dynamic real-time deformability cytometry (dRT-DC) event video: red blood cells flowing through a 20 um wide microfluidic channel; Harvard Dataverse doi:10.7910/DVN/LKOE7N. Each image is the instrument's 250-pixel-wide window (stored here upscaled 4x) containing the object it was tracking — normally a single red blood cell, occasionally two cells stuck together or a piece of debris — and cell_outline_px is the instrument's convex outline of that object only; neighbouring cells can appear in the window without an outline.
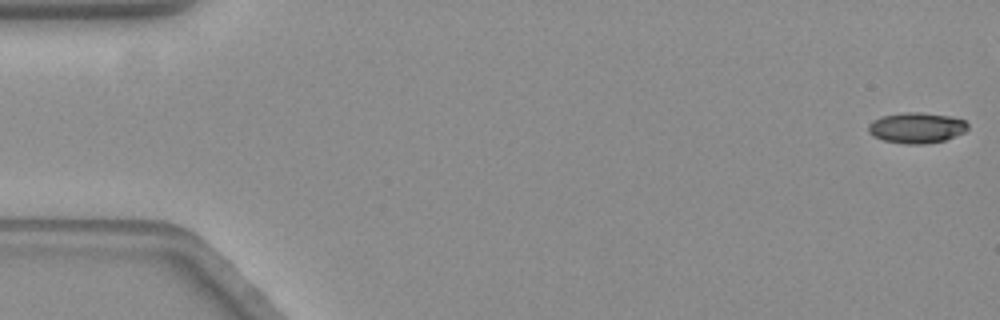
{"species": "common noctule bat (a hibernating species)", "species_latin": "Nyctalus noctula", "temperature_condition": "warm", "stored_images_in_passage": 50, "camera_frame_rate_fps": 3000, "um_per_image_px": 0.085, "animal": {"sex": "female", "body_mass_g": 19.3, "forearm_length_mm": 54.1}, "frame": {"image": 1, "passage_image": 1, "time_ms": 0.0, "image_size_px": [1000, 320], "cell_outline_px": [[968, 128], [964, 132], [944, 140], [924, 144], [908, 144], [884, 140], [868, 132], [868, 124], [872, 120], [880, 116], [904, 112], [920, 112], [948, 116], [964, 120], [968, 124]], "centroid_in_image_um": [77.89, 10.85], "position_along_channel_um": 7.1, "area_um2": 17.63}}
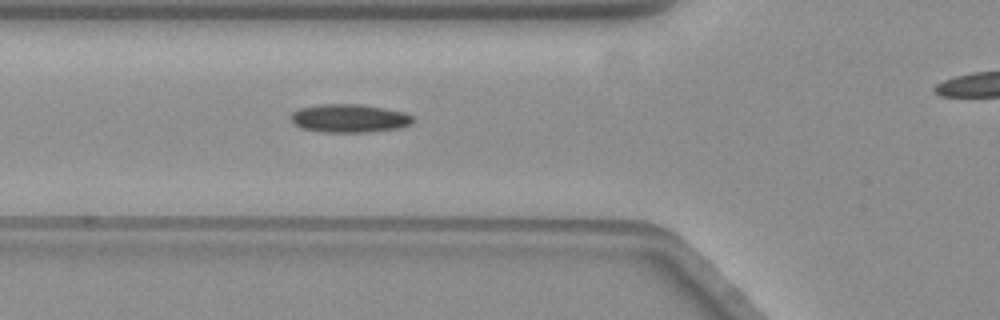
{"frame": {"image": 2, "passage_image": 21, "time_ms": 6.667, "image_size_px": [1000, 320], "cell_outline_px": [[416, 120], [412, 124], [400, 128], [372, 132], [320, 132], [300, 128], [292, 120], [292, 112], [300, 108], [320, 104], [364, 104], [404, 112], [412, 116]], "centroid_in_image_um": [29.74, 10.06], "position_along_channel_um": 96.1, "area_um2": 20.35}}
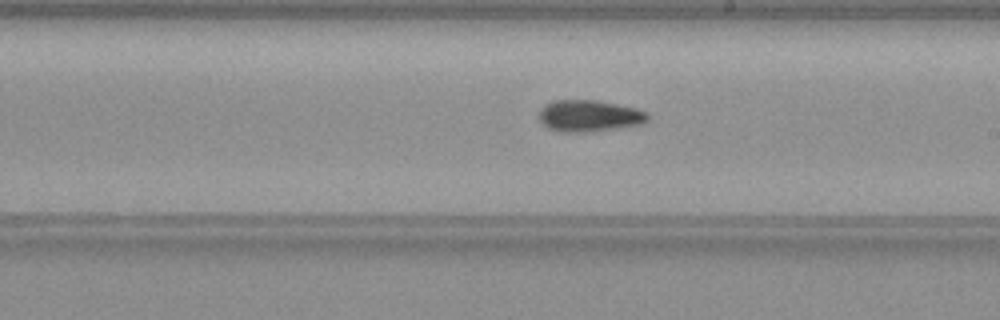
{"frame": {"image": 3, "passage_image": 33, "time_ms": 10.667, "image_size_px": [1000, 320], "cell_outline_px": [[648, 120], [640, 124], [616, 128], [588, 132], [560, 132], [548, 128], [540, 120], [540, 108], [544, 104], [552, 100], [596, 100], [636, 108], [648, 112]], "centroid_in_image_um": [50.06, 9.84], "position_along_channel_um": 238.9, "area_um2": 20.0}}